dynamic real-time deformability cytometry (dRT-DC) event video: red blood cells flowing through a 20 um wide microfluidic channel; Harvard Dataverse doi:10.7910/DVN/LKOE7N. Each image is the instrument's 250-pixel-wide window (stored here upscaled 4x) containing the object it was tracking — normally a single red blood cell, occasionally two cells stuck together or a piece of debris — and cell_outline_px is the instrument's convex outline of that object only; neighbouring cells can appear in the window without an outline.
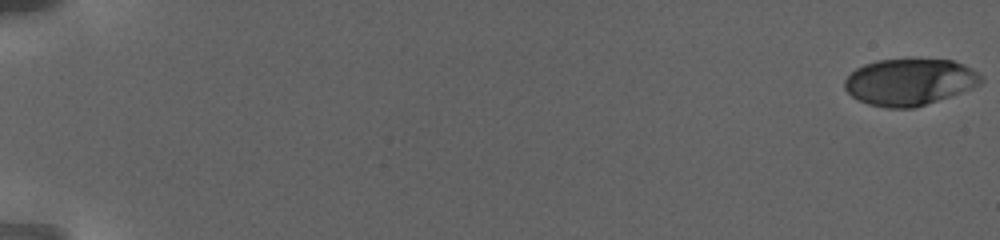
{"species": "human", "species_latin": "Homo sapiens", "temperature_condition": "warm", "stored_images_in_passage": 68, "camera_frame_rate_fps": 3000, "um_per_image_px": 0.085, "donor": {"sex": "female"}, "frame": {"image": 1, "passage_image": 1, "time_ms": 0.0, "image_size_px": [1000, 240], "cell_outline_px": [[984, 80], [980, 84], [972, 88], [912, 108], [888, 108], [868, 104], [852, 96], [844, 88], [844, 80], [856, 68], [864, 64], [876, 60], [952, 60], [964, 64], [972, 68], [984, 76]], "centroid_in_image_um": [77.32, 6.96], "position_along_channel_um": 7.7, "area_um2": 36.76}}
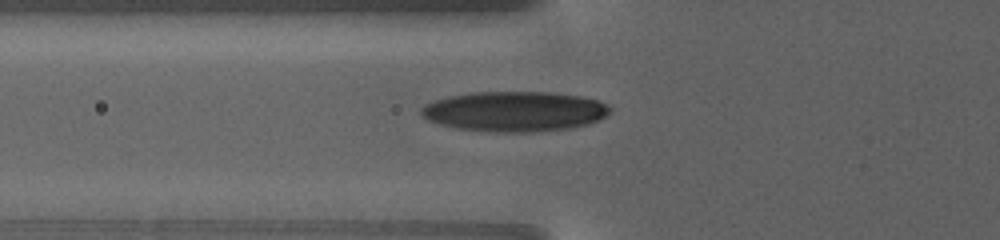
{"frame": {"image": 2, "passage_image": 27, "time_ms": 10.0, "image_size_px": [1000, 240], "cell_outline_px": [[612, 108], [600, 120], [588, 124], [572, 128], [532, 132], [492, 132], [460, 128], [440, 124], [428, 120], [420, 112], [420, 108], [424, 104], [432, 100], [448, 96], [468, 92], [552, 92], [580, 96], [596, 100], [608, 104]], "centroid_in_image_um": [43.73, 9.46], "position_along_channel_um": 82.1, "area_um2": 44.33}}
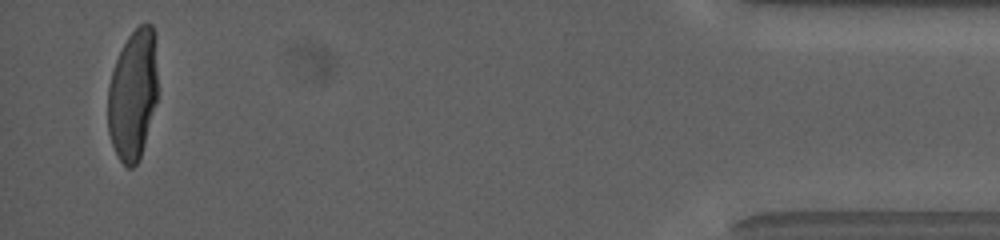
{"frame": {"image": 3, "passage_image": 66, "time_ms": 24.667, "image_size_px": [1000, 240], "cell_outline_px": [[156, 100], [140, 160], [132, 168], [128, 168], [120, 160], [112, 144], [108, 132], [108, 88], [112, 72], [116, 60], [128, 36], [140, 24], [152, 24], [156, 36]], "centroid_in_image_um": [11.29, 8.04], "position_along_channel_um": 423.9, "area_um2": 37.69}, "authors_computed_cell_mechanics": {"area_um2": 38.8994, "velocity_mm_per_s": 2.7937, "shape_relaxation_time_tau1_ms": 7.7125, "shape_relaxation_time_tau2_ms": null, "deformation_change_tau1": 0.2689, "deformation_change_tau2": null}}